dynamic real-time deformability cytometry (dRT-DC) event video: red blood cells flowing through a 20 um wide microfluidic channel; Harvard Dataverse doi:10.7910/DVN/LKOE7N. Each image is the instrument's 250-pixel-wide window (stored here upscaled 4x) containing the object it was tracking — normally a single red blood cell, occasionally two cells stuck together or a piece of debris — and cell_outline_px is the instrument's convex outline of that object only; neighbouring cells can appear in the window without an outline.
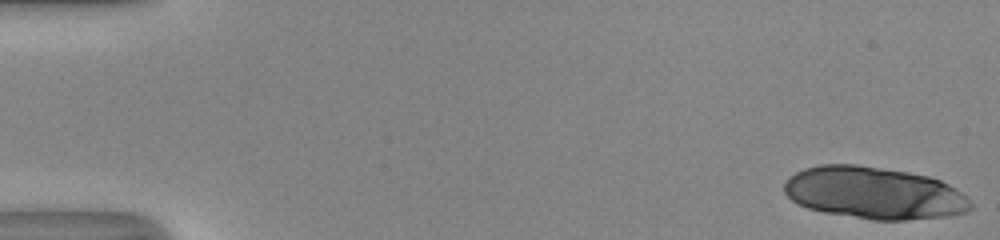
{"species": "human", "species_latin": "Homo sapiens", "temperature_condition": "room temperature", "stored_images_in_passage": 16, "camera_frame_rate_fps": 3000, "um_per_image_px": 0.085, "donor": {"sex": "male"}, "frame": {"image": 1, "passage_image": 1, "time_ms": 0.0, "image_size_px": [1000, 240], "cell_outline_px": [[972, 208], [968, 212], [948, 216], [904, 220], [872, 220], [824, 212], [808, 208], [792, 200], [784, 192], [784, 184], [788, 176], [804, 168], [820, 164], [856, 164], [908, 172], [928, 176], [940, 180], [948, 184], [960, 192], [972, 204]], "centroid_in_image_um": [74.28, 16.4], "position_along_channel_um": 10.7, "area_um2": 56.64}}